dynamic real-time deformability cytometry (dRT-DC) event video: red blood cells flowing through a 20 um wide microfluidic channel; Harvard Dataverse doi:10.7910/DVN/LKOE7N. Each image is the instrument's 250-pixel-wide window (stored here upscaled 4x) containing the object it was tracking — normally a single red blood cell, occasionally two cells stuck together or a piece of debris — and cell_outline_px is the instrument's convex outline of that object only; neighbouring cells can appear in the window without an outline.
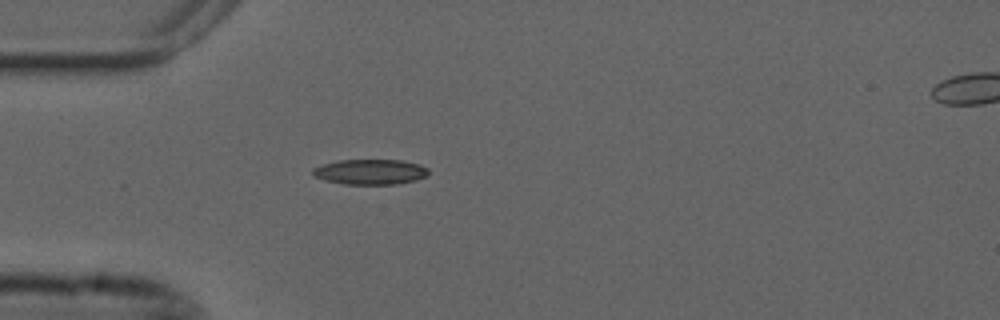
{"species": "common noctule bat (a hibernating species)", "species_latin": "Nyctalus noctula", "temperature_condition": "cold", "stored_images_in_passage": 24, "camera_frame_rate_fps": 3000, "um_per_image_px": 0.085, "animal": {"sex": "male", "forearm_length_mm": 52.5}, "frame": {"image": 1, "passage_image": 1, "time_ms": 0.0, "image_size_px": [1000, 320], "cell_outline_px": [[428, 176], [416, 180], [396, 184], [344, 184], [324, 180], [312, 176], [312, 168], [324, 164], [340, 160], [404, 160], [420, 164], [428, 168]], "centroid_in_image_um": [31.49, 14.61], "position_along_channel_um": 53.5, "area_um2": 17.17}}
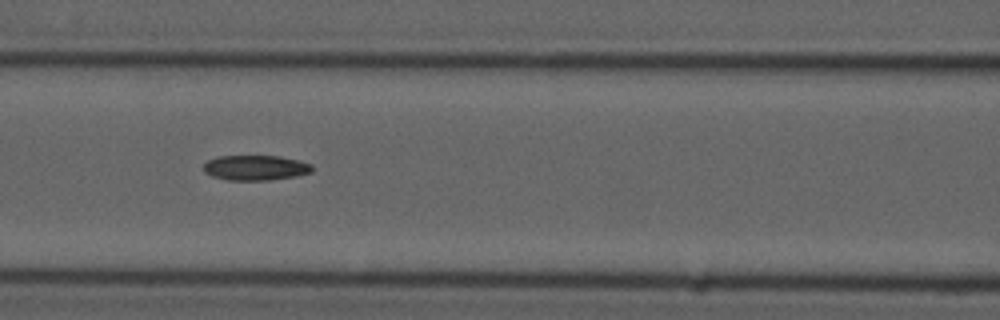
{"frame": {"image": 2, "passage_image": 9, "time_ms": 2.667, "image_size_px": [1000, 320], "cell_outline_px": [[312, 172], [296, 176], [268, 180], [228, 180], [212, 176], [204, 172], [204, 164], [208, 160], [220, 156], [280, 156], [312, 164]], "centroid_in_image_um": [21.71, 14.26], "position_along_channel_um": 144.9, "area_um2": 15.78}}
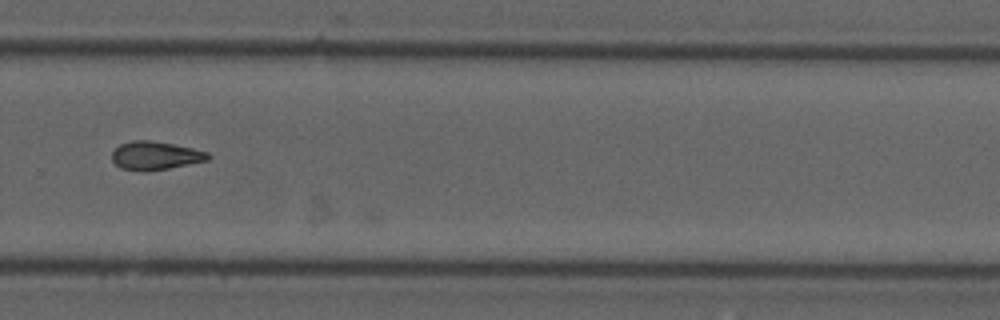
{"frame": {"image": 3, "passage_image": 23, "time_ms": 7.333, "image_size_px": [1000, 320], "cell_outline_px": [[212, 156], [208, 160], [168, 168], [144, 172], [120, 168], [112, 160], [112, 152], [120, 144], [132, 140], [148, 140], [172, 144], [192, 148], [208, 152]], "centroid_in_image_um": [13.19, 13.23], "position_along_channel_um": 316.6, "area_um2": 15.84}}